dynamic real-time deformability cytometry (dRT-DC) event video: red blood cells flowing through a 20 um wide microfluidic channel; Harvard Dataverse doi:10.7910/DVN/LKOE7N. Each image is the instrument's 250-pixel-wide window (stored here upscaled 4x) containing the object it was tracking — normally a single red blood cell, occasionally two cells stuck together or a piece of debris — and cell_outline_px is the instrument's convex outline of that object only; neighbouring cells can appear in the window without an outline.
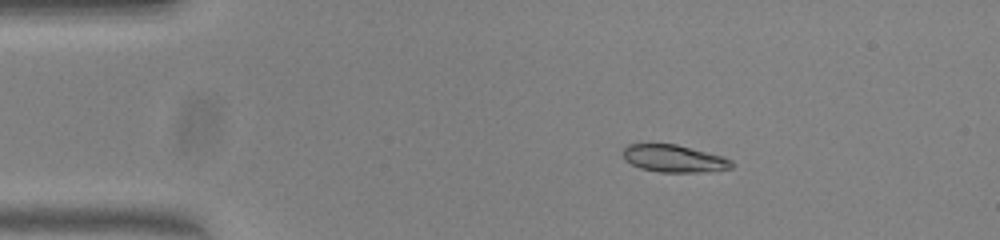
{"species": "common noctule bat (a hibernating species)", "species_latin": "Nyctalus noctula", "temperature_condition": "warm", "stored_images_in_passage": 45, "camera_frame_rate_fps": 3000, "um_per_image_px": 0.085, "animal": {"sex": "female", "body_mass_g": 23.0, "forearm_length_mm": 53.4}, "frame": {"image": 1, "passage_image": 1, "time_ms": 0.0, "image_size_px": [1000, 240], "cell_outline_px": [[736, 164], [732, 168], [696, 172], [660, 172], [640, 168], [624, 160], [624, 148], [628, 144], [676, 144], [724, 156], [732, 160]], "centroid_in_image_um": [57.32, 13.47], "position_along_channel_um": 27.7, "area_um2": 17.28}}
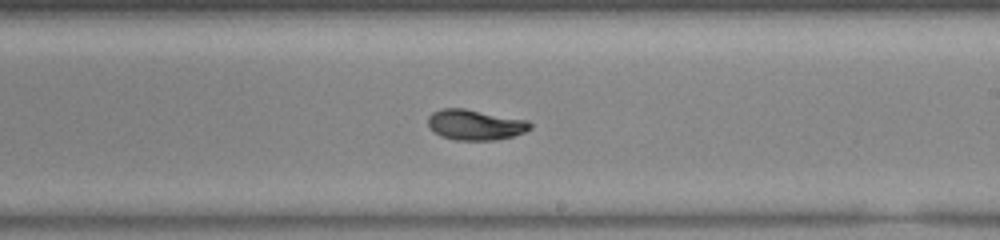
{"frame": {"image": 2, "passage_image": 23, "time_ms": 7.333, "image_size_px": [1000, 240], "cell_outline_px": [[532, 128], [524, 132], [512, 136], [496, 140], [456, 140], [440, 136], [428, 124], [428, 116], [432, 112], [444, 108], [464, 108], [528, 120], [532, 124]], "centroid_in_image_um": [40.41, 10.6], "position_along_channel_um": 248.6, "area_um2": 18.09}}
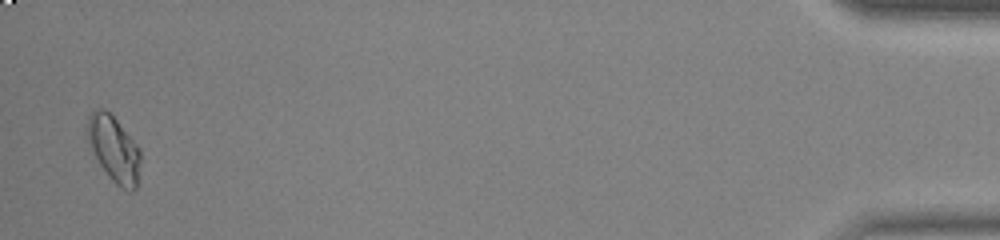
{"frame": {"image": 3, "passage_image": 44, "time_ms": 14.333, "image_size_px": [1000, 240], "cell_outline_px": [[140, 160], [136, 188], [132, 192], [120, 188], [112, 180], [100, 164], [84, 132], [88, 116], [96, 108], [104, 108], [116, 120], [140, 148]], "centroid_in_image_um": [9.67, 12.64], "position_along_channel_um": 425.5, "area_um2": 20.23}, "authors_computed_cell_mechanics": {"area_um2": 18.0914, "velocity_mm_per_s": 3.8332, "shape_relaxation_time_tau1_ms": 3.9528, "shape_relaxation_time_tau2_ms": 1.8332, "deformation_change_tau1": 0.1571, "deformation_change_tau2": 0.0412}}